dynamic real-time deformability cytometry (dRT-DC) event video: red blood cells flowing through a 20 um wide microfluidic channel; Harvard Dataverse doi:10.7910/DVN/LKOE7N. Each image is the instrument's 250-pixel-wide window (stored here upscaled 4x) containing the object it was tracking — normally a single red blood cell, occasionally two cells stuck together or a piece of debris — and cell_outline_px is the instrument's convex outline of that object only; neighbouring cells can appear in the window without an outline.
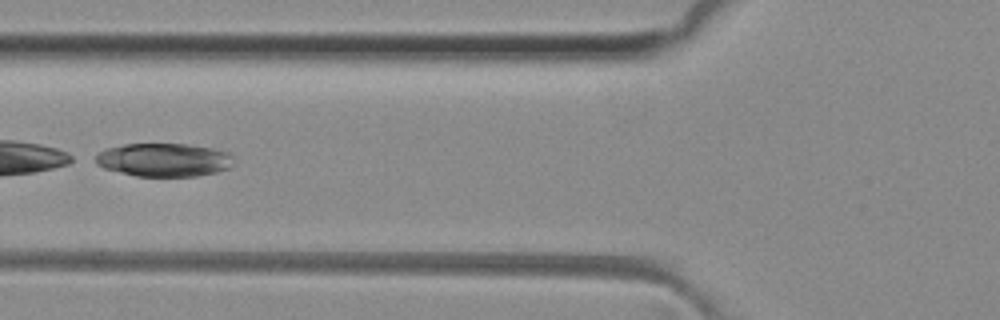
{"species": "common noctule bat (a hibernating species)", "species_latin": "Nyctalus noctula", "temperature_condition": "room temperature", "stored_images_in_passage": 34, "camera_frame_rate_fps": 3000, "um_per_image_px": 0.085, "animal": {"sex": "female", "body_mass_g": 29.2, "forearm_length_mm": 56.3}, "frame": {"image": 1, "passage_image": 8, "time_ms": 2.333, "image_size_px": [1000, 320], "cell_outline_px": [[232, 164], [228, 168], [216, 172], [196, 176], [136, 176], [104, 168], [96, 164], [96, 156], [100, 152], [108, 148], [124, 144], [188, 144], [208, 148], [224, 152], [232, 156]], "centroid_in_image_um": [13.9, 13.59], "position_along_channel_um": 111.9, "area_um2": 26.41}}
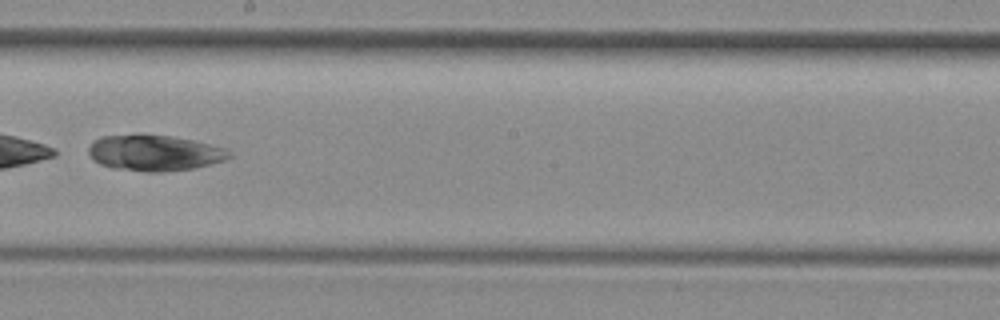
{"frame": {"image": 2, "passage_image": 17, "time_ms": 5.333, "image_size_px": [1000, 320], "cell_outline_px": [[232, 156], [224, 160], [192, 168], [164, 172], [144, 172], [112, 168], [100, 164], [92, 160], [88, 152], [88, 148], [100, 136], [172, 136], [192, 140], [224, 148], [232, 152]], "centroid_in_image_um": [13.12, 13.02], "position_along_channel_um": 235.1, "area_um2": 28.9}}
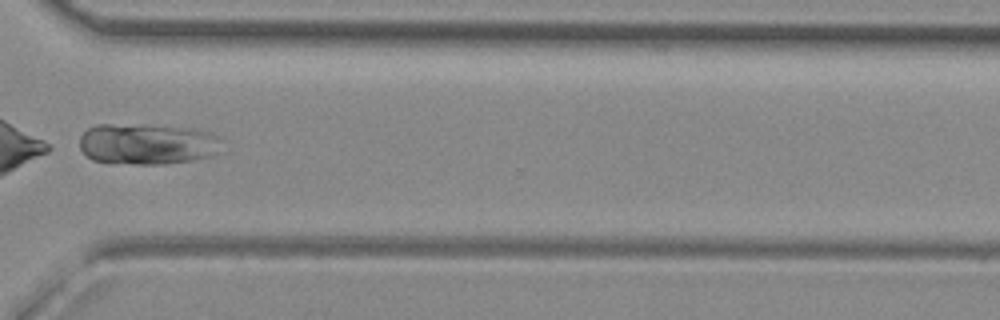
{"frame": {"image": 3, "passage_image": 26, "time_ms": 8.333, "image_size_px": [1000, 320], "cell_outline_px": [[224, 152], [192, 160], [164, 164], [108, 164], [92, 160], [80, 148], [80, 136], [88, 128], [96, 124], [112, 124], [184, 128], [208, 132], [216, 136]], "centroid_in_image_um": [12.47, 12.27], "position_along_channel_um": 358.1, "area_um2": 33.87}, "authors_computed_cell_mechanics": {"area_um2": 28.9578, "velocity_mm_per_s": 4.0977, "shape_relaxation_time_tau1_ms": 0.105, "shape_relaxation_time_tau2_ms": 2.2596, "deformation_change_tau1": 0.2372, "deformation_change_tau2": 0.0412}}